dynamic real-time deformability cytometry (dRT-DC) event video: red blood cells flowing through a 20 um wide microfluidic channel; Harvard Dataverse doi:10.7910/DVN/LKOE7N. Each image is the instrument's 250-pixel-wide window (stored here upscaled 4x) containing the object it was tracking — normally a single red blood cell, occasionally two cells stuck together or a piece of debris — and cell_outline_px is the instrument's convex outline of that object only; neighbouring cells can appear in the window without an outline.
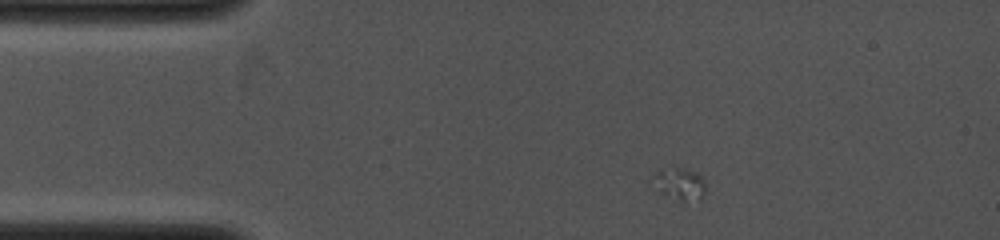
{"species": "common noctule bat (a hibernating species)", "species_latin": "Nyctalus noctula", "temperature_condition": "cold", "stored_images_in_passage": 8, "camera_frame_rate_fps": 4000, "um_per_image_px": 0.085, "animal": {"sex": "female", "body_mass_g": 19.0, "forearm_length_mm": 53.3}, "frame": {"image": 1, "passage_image": 1, "time_ms": 0.0, "image_size_px": [1000, 240], "cell_outline_px": [[704, 196], [700, 200], [680, 200], [660, 192], [648, 180], [648, 176], [660, 168], [676, 168], [696, 172], [704, 180]], "centroid_in_image_um": [57.67, 15.6], "position_along_channel_um": 27.3, "area_um2": 10.0}}